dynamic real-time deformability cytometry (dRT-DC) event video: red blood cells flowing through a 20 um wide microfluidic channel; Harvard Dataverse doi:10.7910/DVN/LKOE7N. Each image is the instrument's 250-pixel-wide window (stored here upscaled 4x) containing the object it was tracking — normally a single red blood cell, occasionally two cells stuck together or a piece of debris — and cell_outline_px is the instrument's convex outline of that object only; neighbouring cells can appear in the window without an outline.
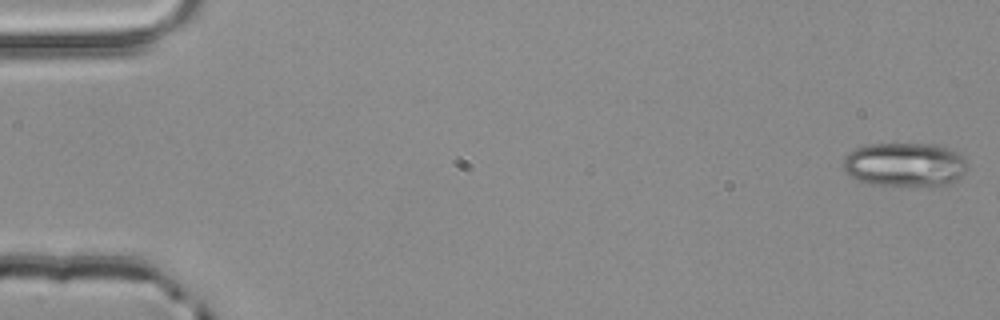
{"species": "common noctule bat (a hibernating species)", "species_latin": "Nyctalus noctula", "temperature_condition": "room temperature", "stored_images_in_passage": 4, "camera_frame_rate_fps": 3000, "um_per_image_px": 0.085, "animal": {"sex": "male", "body_mass_g": 20.4}, "frame": {"image": 1, "passage_image": 1, "time_ms": 0.0, "image_size_px": [1000, 320], "cell_outline_px": [[968, 168], [952, 184], [900, 188], [868, 184], [856, 180], [844, 172], [840, 164], [844, 156], [848, 152], [856, 148], [868, 144], [940, 144], [952, 148], [968, 164]], "centroid_in_image_um": [76.86, 14.02], "position_along_channel_um": 8.1, "area_um2": 33.12}}